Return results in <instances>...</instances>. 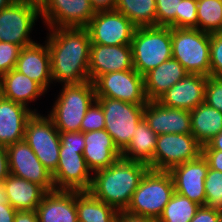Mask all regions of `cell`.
Segmentation results:
<instances>
[{
	"instance_id": "6da1fadb",
	"label": "cell",
	"mask_w": 222,
	"mask_h": 222,
	"mask_svg": "<svg viewBox=\"0 0 222 222\" xmlns=\"http://www.w3.org/2000/svg\"><path fill=\"white\" fill-rule=\"evenodd\" d=\"M46 43L51 58L52 82L80 84L90 81V36L86 28H49Z\"/></svg>"
},
{
	"instance_id": "7a4b0ae2",
	"label": "cell",
	"mask_w": 222,
	"mask_h": 222,
	"mask_svg": "<svg viewBox=\"0 0 222 222\" xmlns=\"http://www.w3.org/2000/svg\"><path fill=\"white\" fill-rule=\"evenodd\" d=\"M149 169L143 162L118 158L108 168L94 172L88 192L117 211L126 210Z\"/></svg>"
},
{
	"instance_id": "3957f363",
	"label": "cell",
	"mask_w": 222,
	"mask_h": 222,
	"mask_svg": "<svg viewBox=\"0 0 222 222\" xmlns=\"http://www.w3.org/2000/svg\"><path fill=\"white\" fill-rule=\"evenodd\" d=\"M48 116L59 132L80 131L81 122L92 103L96 100L94 84H63Z\"/></svg>"
},
{
	"instance_id": "277c9868",
	"label": "cell",
	"mask_w": 222,
	"mask_h": 222,
	"mask_svg": "<svg viewBox=\"0 0 222 222\" xmlns=\"http://www.w3.org/2000/svg\"><path fill=\"white\" fill-rule=\"evenodd\" d=\"M133 67L142 76L172 58L171 28L137 27L131 41Z\"/></svg>"
},
{
	"instance_id": "5b68a950",
	"label": "cell",
	"mask_w": 222,
	"mask_h": 222,
	"mask_svg": "<svg viewBox=\"0 0 222 222\" xmlns=\"http://www.w3.org/2000/svg\"><path fill=\"white\" fill-rule=\"evenodd\" d=\"M174 192L169 171L149 169L132 195L126 211L158 220Z\"/></svg>"
},
{
	"instance_id": "8992f818",
	"label": "cell",
	"mask_w": 222,
	"mask_h": 222,
	"mask_svg": "<svg viewBox=\"0 0 222 222\" xmlns=\"http://www.w3.org/2000/svg\"><path fill=\"white\" fill-rule=\"evenodd\" d=\"M172 58L190 74L210 76V34L199 29L171 28Z\"/></svg>"
},
{
	"instance_id": "52a82bcc",
	"label": "cell",
	"mask_w": 222,
	"mask_h": 222,
	"mask_svg": "<svg viewBox=\"0 0 222 222\" xmlns=\"http://www.w3.org/2000/svg\"><path fill=\"white\" fill-rule=\"evenodd\" d=\"M105 116V130L115 146L122 152L133 137L134 130L143 119L144 106L107 97H96Z\"/></svg>"
},
{
	"instance_id": "ba28073f",
	"label": "cell",
	"mask_w": 222,
	"mask_h": 222,
	"mask_svg": "<svg viewBox=\"0 0 222 222\" xmlns=\"http://www.w3.org/2000/svg\"><path fill=\"white\" fill-rule=\"evenodd\" d=\"M40 18V5L30 0H15L0 10V41L21 47L35 41L30 37L35 22Z\"/></svg>"
},
{
	"instance_id": "9c48e42d",
	"label": "cell",
	"mask_w": 222,
	"mask_h": 222,
	"mask_svg": "<svg viewBox=\"0 0 222 222\" xmlns=\"http://www.w3.org/2000/svg\"><path fill=\"white\" fill-rule=\"evenodd\" d=\"M24 141L44 167L53 174L59 163L60 132L47 115L34 113L26 123Z\"/></svg>"
},
{
	"instance_id": "30bf717a",
	"label": "cell",
	"mask_w": 222,
	"mask_h": 222,
	"mask_svg": "<svg viewBox=\"0 0 222 222\" xmlns=\"http://www.w3.org/2000/svg\"><path fill=\"white\" fill-rule=\"evenodd\" d=\"M202 154V146L190 134L158 135L156 149L149 168L170 171L173 167L197 159Z\"/></svg>"
},
{
	"instance_id": "8fae6325",
	"label": "cell",
	"mask_w": 222,
	"mask_h": 222,
	"mask_svg": "<svg viewBox=\"0 0 222 222\" xmlns=\"http://www.w3.org/2000/svg\"><path fill=\"white\" fill-rule=\"evenodd\" d=\"M96 97L118 99L136 105L148 100L144 90V77L135 69L106 73L94 81Z\"/></svg>"
},
{
	"instance_id": "7c38bea8",
	"label": "cell",
	"mask_w": 222,
	"mask_h": 222,
	"mask_svg": "<svg viewBox=\"0 0 222 222\" xmlns=\"http://www.w3.org/2000/svg\"><path fill=\"white\" fill-rule=\"evenodd\" d=\"M90 0H44L40 16L48 28H85L95 15Z\"/></svg>"
},
{
	"instance_id": "4fadbf2b",
	"label": "cell",
	"mask_w": 222,
	"mask_h": 222,
	"mask_svg": "<svg viewBox=\"0 0 222 222\" xmlns=\"http://www.w3.org/2000/svg\"><path fill=\"white\" fill-rule=\"evenodd\" d=\"M91 44L128 45L137 28L125 15L113 11H98L85 27Z\"/></svg>"
},
{
	"instance_id": "5bb4252c",
	"label": "cell",
	"mask_w": 222,
	"mask_h": 222,
	"mask_svg": "<svg viewBox=\"0 0 222 222\" xmlns=\"http://www.w3.org/2000/svg\"><path fill=\"white\" fill-rule=\"evenodd\" d=\"M6 149L10 174L41 186L46 192L55 191L52 174L24 140L9 145Z\"/></svg>"
},
{
	"instance_id": "9a60e30c",
	"label": "cell",
	"mask_w": 222,
	"mask_h": 222,
	"mask_svg": "<svg viewBox=\"0 0 222 222\" xmlns=\"http://www.w3.org/2000/svg\"><path fill=\"white\" fill-rule=\"evenodd\" d=\"M90 172L83 154L60 145L59 163L52 174L55 190L88 191L93 176Z\"/></svg>"
},
{
	"instance_id": "2e32d148",
	"label": "cell",
	"mask_w": 222,
	"mask_h": 222,
	"mask_svg": "<svg viewBox=\"0 0 222 222\" xmlns=\"http://www.w3.org/2000/svg\"><path fill=\"white\" fill-rule=\"evenodd\" d=\"M208 169V162L202 154L195 160L173 167L169 172L173 178L175 192L204 206V183Z\"/></svg>"
},
{
	"instance_id": "e0dca14e",
	"label": "cell",
	"mask_w": 222,
	"mask_h": 222,
	"mask_svg": "<svg viewBox=\"0 0 222 222\" xmlns=\"http://www.w3.org/2000/svg\"><path fill=\"white\" fill-rule=\"evenodd\" d=\"M134 69L131 44H91L89 55V77L93 82L106 73Z\"/></svg>"
},
{
	"instance_id": "ac0fdd59",
	"label": "cell",
	"mask_w": 222,
	"mask_h": 222,
	"mask_svg": "<svg viewBox=\"0 0 222 222\" xmlns=\"http://www.w3.org/2000/svg\"><path fill=\"white\" fill-rule=\"evenodd\" d=\"M143 118L157 135L192 132L190 110L167 107L158 101H148L144 106Z\"/></svg>"
},
{
	"instance_id": "d6986e66",
	"label": "cell",
	"mask_w": 222,
	"mask_h": 222,
	"mask_svg": "<svg viewBox=\"0 0 222 222\" xmlns=\"http://www.w3.org/2000/svg\"><path fill=\"white\" fill-rule=\"evenodd\" d=\"M207 76L188 73L157 100L161 105L193 110L205 101Z\"/></svg>"
},
{
	"instance_id": "ffe728a7",
	"label": "cell",
	"mask_w": 222,
	"mask_h": 222,
	"mask_svg": "<svg viewBox=\"0 0 222 222\" xmlns=\"http://www.w3.org/2000/svg\"><path fill=\"white\" fill-rule=\"evenodd\" d=\"M15 69L37 82L46 92L52 82L50 52L45 45L32 43L21 49Z\"/></svg>"
},
{
	"instance_id": "44dd1931",
	"label": "cell",
	"mask_w": 222,
	"mask_h": 222,
	"mask_svg": "<svg viewBox=\"0 0 222 222\" xmlns=\"http://www.w3.org/2000/svg\"><path fill=\"white\" fill-rule=\"evenodd\" d=\"M38 113L0 95V145L7 147L24 140L27 120Z\"/></svg>"
},
{
	"instance_id": "7402d4cb",
	"label": "cell",
	"mask_w": 222,
	"mask_h": 222,
	"mask_svg": "<svg viewBox=\"0 0 222 222\" xmlns=\"http://www.w3.org/2000/svg\"><path fill=\"white\" fill-rule=\"evenodd\" d=\"M84 142L83 156L91 173L108 168L118 158H121V152L105 129L85 132Z\"/></svg>"
},
{
	"instance_id": "603a6c76",
	"label": "cell",
	"mask_w": 222,
	"mask_h": 222,
	"mask_svg": "<svg viewBox=\"0 0 222 222\" xmlns=\"http://www.w3.org/2000/svg\"><path fill=\"white\" fill-rule=\"evenodd\" d=\"M35 211L39 222H78L76 191L47 192Z\"/></svg>"
},
{
	"instance_id": "cb8c5ba5",
	"label": "cell",
	"mask_w": 222,
	"mask_h": 222,
	"mask_svg": "<svg viewBox=\"0 0 222 222\" xmlns=\"http://www.w3.org/2000/svg\"><path fill=\"white\" fill-rule=\"evenodd\" d=\"M187 74L185 68L173 58L161 63L143 76L147 100L157 101L163 93Z\"/></svg>"
},
{
	"instance_id": "d4e9b609",
	"label": "cell",
	"mask_w": 222,
	"mask_h": 222,
	"mask_svg": "<svg viewBox=\"0 0 222 222\" xmlns=\"http://www.w3.org/2000/svg\"><path fill=\"white\" fill-rule=\"evenodd\" d=\"M47 93L37 82L15 68L0 77V95L28 108V103L36 101Z\"/></svg>"
},
{
	"instance_id": "484cf974",
	"label": "cell",
	"mask_w": 222,
	"mask_h": 222,
	"mask_svg": "<svg viewBox=\"0 0 222 222\" xmlns=\"http://www.w3.org/2000/svg\"><path fill=\"white\" fill-rule=\"evenodd\" d=\"M8 203L16 211L36 210L47 193L41 186L9 174L3 181Z\"/></svg>"
},
{
	"instance_id": "4316f807",
	"label": "cell",
	"mask_w": 222,
	"mask_h": 222,
	"mask_svg": "<svg viewBox=\"0 0 222 222\" xmlns=\"http://www.w3.org/2000/svg\"><path fill=\"white\" fill-rule=\"evenodd\" d=\"M190 115L191 133L201 146L206 145L222 131V113L205 102L191 110Z\"/></svg>"
},
{
	"instance_id": "83f0119b",
	"label": "cell",
	"mask_w": 222,
	"mask_h": 222,
	"mask_svg": "<svg viewBox=\"0 0 222 222\" xmlns=\"http://www.w3.org/2000/svg\"><path fill=\"white\" fill-rule=\"evenodd\" d=\"M157 137L143 118L135 128L131 141L121 152V157L148 165L154 157Z\"/></svg>"
},
{
	"instance_id": "f1b7e54d",
	"label": "cell",
	"mask_w": 222,
	"mask_h": 222,
	"mask_svg": "<svg viewBox=\"0 0 222 222\" xmlns=\"http://www.w3.org/2000/svg\"><path fill=\"white\" fill-rule=\"evenodd\" d=\"M76 210L78 222H115L118 213L88 191H76Z\"/></svg>"
},
{
	"instance_id": "f546056e",
	"label": "cell",
	"mask_w": 222,
	"mask_h": 222,
	"mask_svg": "<svg viewBox=\"0 0 222 222\" xmlns=\"http://www.w3.org/2000/svg\"><path fill=\"white\" fill-rule=\"evenodd\" d=\"M115 10L125 15L136 27L156 26L155 0H117Z\"/></svg>"
},
{
	"instance_id": "4dcf8cb0",
	"label": "cell",
	"mask_w": 222,
	"mask_h": 222,
	"mask_svg": "<svg viewBox=\"0 0 222 222\" xmlns=\"http://www.w3.org/2000/svg\"><path fill=\"white\" fill-rule=\"evenodd\" d=\"M200 205L174 192L157 222H190Z\"/></svg>"
},
{
	"instance_id": "1f68e13d",
	"label": "cell",
	"mask_w": 222,
	"mask_h": 222,
	"mask_svg": "<svg viewBox=\"0 0 222 222\" xmlns=\"http://www.w3.org/2000/svg\"><path fill=\"white\" fill-rule=\"evenodd\" d=\"M197 17L199 30L222 32V0H197Z\"/></svg>"
},
{
	"instance_id": "d6a6232c",
	"label": "cell",
	"mask_w": 222,
	"mask_h": 222,
	"mask_svg": "<svg viewBox=\"0 0 222 222\" xmlns=\"http://www.w3.org/2000/svg\"><path fill=\"white\" fill-rule=\"evenodd\" d=\"M204 185L205 206L218 208L222 203V172L209 168Z\"/></svg>"
},
{
	"instance_id": "836d02e7",
	"label": "cell",
	"mask_w": 222,
	"mask_h": 222,
	"mask_svg": "<svg viewBox=\"0 0 222 222\" xmlns=\"http://www.w3.org/2000/svg\"><path fill=\"white\" fill-rule=\"evenodd\" d=\"M156 26L176 28V14H180L182 0H155Z\"/></svg>"
},
{
	"instance_id": "e575fe53",
	"label": "cell",
	"mask_w": 222,
	"mask_h": 222,
	"mask_svg": "<svg viewBox=\"0 0 222 222\" xmlns=\"http://www.w3.org/2000/svg\"><path fill=\"white\" fill-rule=\"evenodd\" d=\"M176 28L198 29L197 0H182L176 14Z\"/></svg>"
},
{
	"instance_id": "d590c367",
	"label": "cell",
	"mask_w": 222,
	"mask_h": 222,
	"mask_svg": "<svg viewBox=\"0 0 222 222\" xmlns=\"http://www.w3.org/2000/svg\"><path fill=\"white\" fill-rule=\"evenodd\" d=\"M105 128V116L100 103L95 100L88 108L82 122L80 131L92 132L94 130H103Z\"/></svg>"
},
{
	"instance_id": "8d00e7d4",
	"label": "cell",
	"mask_w": 222,
	"mask_h": 222,
	"mask_svg": "<svg viewBox=\"0 0 222 222\" xmlns=\"http://www.w3.org/2000/svg\"><path fill=\"white\" fill-rule=\"evenodd\" d=\"M22 47L0 41V77L14 69Z\"/></svg>"
},
{
	"instance_id": "74e56055",
	"label": "cell",
	"mask_w": 222,
	"mask_h": 222,
	"mask_svg": "<svg viewBox=\"0 0 222 222\" xmlns=\"http://www.w3.org/2000/svg\"><path fill=\"white\" fill-rule=\"evenodd\" d=\"M210 76L222 77V32L210 34Z\"/></svg>"
},
{
	"instance_id": "f35d334b",
	"label": "cell",
	"mask_w": 222,
	"mask_h": 222,
	"mask_svg": "<svg viewBox=\"0 0 222 222\" xmlns=\"http://www.w3.org/2000/svg\"><path fill=\"white\" fill-rule=\"evenodd\" d=\"M204 102L222 113V77L208 76Z\"/></svg>"
},
{
	"instance_id": "ab89813d",
	"label": "cell",
	"mask_w": 222,
	"mask_h": 222,
	"mask_svg": "<svg viewBox=\"0 0 222 222\" xmlns=\"http://www.w3.org/2000/svg\"><path fill=\"white\" fill-rule=\"evenodd\" d=\"M60 142L67 149L78 150L81 154L84 152V133L81 131L60 132Z\"/></svg>"
},
{
	"instance_id": "60d3db41",
	"label": "cell",
	"mask_w": 222,
	"mask_h": 222,
	"mask_svg": "<svg viewBox=\"0 0 222 222\" xmlns=\"http://www.w3.org/2000/svg\"><path fill=\"white\" fill-rule=\"evenodd\" d=\"M222 214L217 207L200 206L190 222H218Z\"/></svg>"
},
{
	"instance_id": "b9f144b4",
	"label": "cell",
	"mask_w": 222,
	"mask_h": 222,
	"mask_svg": "<svg viewBox=\"0 0 222 222\" xmlns=\"http://www.w3.org/2000/svg\"><path fill=\"white\" fill-rule=\"evenodd\" d=\"M202 155L207 160L209 168L222 172V151L202 150Z\"/></svg>"
},
{
	"instance_id": "7bdbcfd3",
	"label": "cell",
	"mask_w": 222,
	"mask_h": 222,
	"mask_svg": "<svg viewBox=\"0 0 222 222\" xmlns=\"http://www.w3.org/2000/svg\"><path fill=\"white\" fill-rule=\"evenodd\" d=\"M115 222H157V220L143 215H136L126 210H121L118 211Z\"/></svg>"
},
{
	"instance_id": "ee69618b",
	"label": "cell",
	"mask_w": 222,
	"mask_h": 222,
	"mask_svg": "<svg viewBox=\"0 0 222 222\" xmlns=\"http://www.w3.org/2000/svg\"><path fill=\"white\" fill-rule=\"evenodd\" d=\"M10 174L7 149L0 145V182Z\"/></svg>"
},
{
	"instance_id": "f6af8a7d",
	"label": "cell",
	"mask_w": 222,
	"mask_h": 222,
	"mask_svg": "<svg viewBox=\"0 0 222 222\" xmlns=\"http://www.w3.org/2000/svg\"><path fill=\"white\" fill-rule=\"evenodd\" d=\"M90 3L95 12L113 11L115 10L117 0H90Z\"/></svg>"
},
{
	"instance_id": "bcb514c9",
	"label": "cell",
	"mask_w": 222,
	"mask_h": 222,
	"mask_svg": "<svg viewBox=\"0 0 222 222\" xmlns=\"http://www.w3.org/2000/svg\"><path fill=\"white\" fill-rule=\"evenodd\" d=\"M16 210L9 204H0V222H14Z\"/></svg>"
},
{
	"instance_id": "7dc6e473",
	"label": "cell",
	"mask_w": 222,
	"mask_h": 222,
	"mask_svg": "<svg viewBox=\"0 0 222 222\" xmlns=\"http://www.w3.org/2000/svg\"><path fill=\"white\" fill-rule=\"evenodd\" d=\"M14 222H39V220L35 210L17 211L14 216Z\"/></svg>"
},
{
	"instance_id": "c3c4849f",
	"label": "cell",
	"mask_w": 222,
	"mask_h": 222,
	"mask_svg": "<svg viewBox=\"0 0 222 222\" xmlns=\"http://www.w3.org/2000/svg\"><path fill=\"white\" fill-rule=\"evenodd\" d=\"M202 150L222 151V131L214 136L206 145L202 146Z\"/></svg>"
},
{
	"instance_id": "681fc988",
	"label": "cell",
	"mask_w": 222,
	"mask_h": 222,
	"mask_svg": "<svg viewBox=\"0 0 222 222\" xmlns=\"http://www.w3.org/2000/svg\"><path fill=\"white\" fill-rule=\"evenodd\" d=\"M8 203L3 182H0V204Z\"/></svg>"
},
{
	"instance_id": "f907efd6",
	"label": "cell",
	"mask_w": 222,
	"mask_h": 222,
	"mask_svg": "<svg viewBox=\"0 0 222 222\" xmlns=\"http://www.w3.org/2000/svg\"><path fill=\"white\" fill-rule=\"evenodd\" d=\"M15 0H0V10L8 7Z\"/></svg>"
},
{
	"instance_id": "816d5d0a",
	"label": "cell",
	"mask_w": 222,
	"mask_h": 222,
	"mask_svg": "<svg viewBox=\"0 0 222 222\" xmlns=\"http://www.w3.org/2000/svg\"><path fill=\"white\" fill-rule=\"evenodd\" d=\"M43 1H44V0H35V3H37V4L40 5Z\"/></svg>"
},
{
	"instance_id": "f5cc1de1",
	"label": "cell",
	"mask_w": 222,
	"mask_h": 222,
	"mask_svg": "<svg viewBox=\"0 0 222 222\" xmlns=\"http://www.w3.org/2000/svg\"><path fill=\"white\" fill-rule=\"evenodd\" d=\"M219 212L222 214V203L220 204V206L218 207Z\"/></svg>"
}]
</instances>
